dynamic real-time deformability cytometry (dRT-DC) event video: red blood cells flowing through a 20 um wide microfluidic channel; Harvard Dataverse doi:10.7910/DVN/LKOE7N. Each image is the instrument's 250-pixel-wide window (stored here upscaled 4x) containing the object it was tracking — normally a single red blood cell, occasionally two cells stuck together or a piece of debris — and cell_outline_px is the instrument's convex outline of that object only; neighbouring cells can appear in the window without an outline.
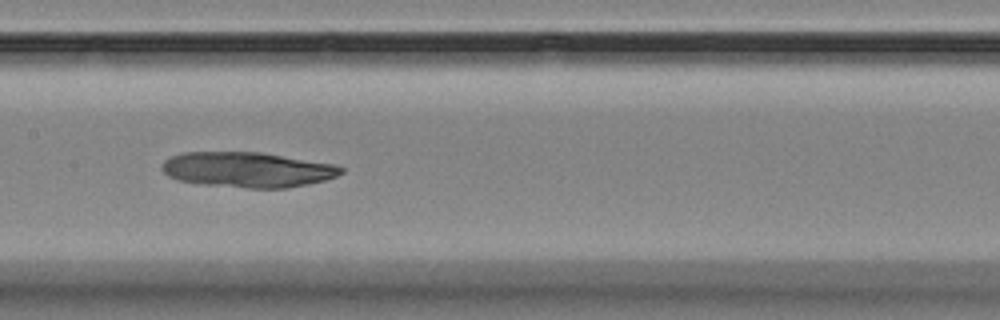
{"species": "Egyptian fruit bat (a non-hibernating species)", "species_latin": "Rousettus aegyptiacus", "temperature_condition": "room temperature", "stored_images_in_passage": 17, "camera_frame_rate_fps": 3000, "um_per_image_px": 0.085, "animal": {"sex": "female"}, "frame": {"image": 1, "passage_image": 8, "time_ms": 8.333, "image_size_px": [1000, 320], "cell_outline_px": [[344, 172], [336, 176], [324, 180], [308, 184], [288, 188], [248, 188], [204, 184], [176, 180], [168, 176], [160, 168], [164, 160], [172, 156], [184, 152], [260, 152], [336, 164], [344, 168]], "centroid_in_image_um": [21.04, 14.42], "position_along_channel_um": 186.4, "area_um2": 36.88}}
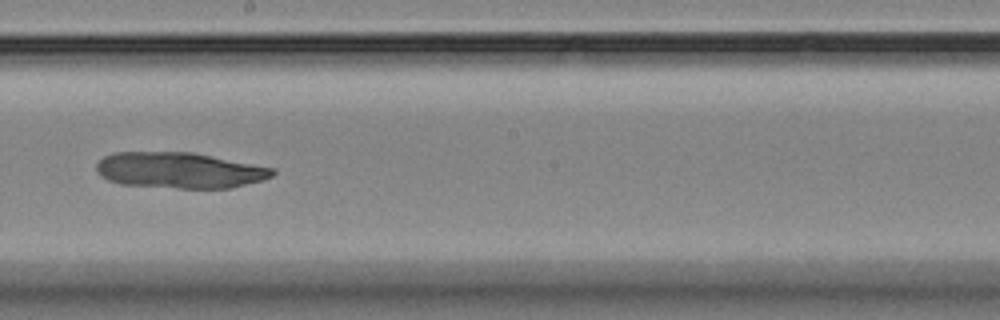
{"frame": {"image": 2, "passage_image": 9, "time_ms": 9.667, "image_size_px": [1000, 320], "cell_outline_px": [[276, 172], [272, 176], [264, 180], [232, 188], [180, 188], [120, 184], [108, 180], [100, 176], [96, 172], [96, 164], [104, 156], [112, 152], [192, 152], [276, 168]], "centroid_in_image_um": [15.27, 14.47], "position_along_channel_um": 232.9, "area_um2": 37.11}}
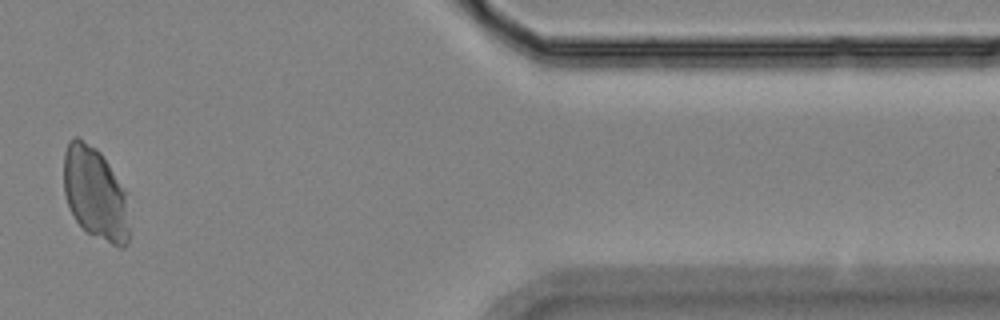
{"frame": {"image": 3, "passage_image": 14, "time_ms": 15.667, "image_size_px": [1000, 320], "cell_outline_px": [[128, 244], [124, 248], [120, 248], [88, 232], [76, 220], [68, 204], [64, 192], [64, 152], [68, 140], [72, 136], [76, 136], [96, 148], [100, 152], [128, 192]], "centroid_in_image_um": [8.11, 16.42], "position_along_channel_um": 403.3, "area_um2": 35.55}}